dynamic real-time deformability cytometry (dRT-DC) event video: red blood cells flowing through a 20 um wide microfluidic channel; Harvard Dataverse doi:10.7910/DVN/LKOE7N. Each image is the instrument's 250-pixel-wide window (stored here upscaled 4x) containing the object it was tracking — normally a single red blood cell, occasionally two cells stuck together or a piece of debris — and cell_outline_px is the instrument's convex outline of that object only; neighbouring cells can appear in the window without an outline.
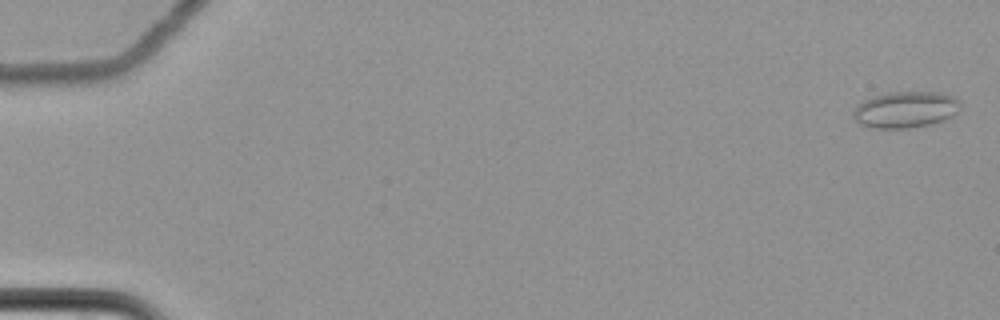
{"species": "common noctule bat (a hibernating species)", "species_latin": "Nyctalus noctula", "temperature_condition": "cold", "stored_images_in_passage": 7, "camera_frame_rate_fps": 3000, "um_per_image_px": 0.085, "animal": {"sex": "female", "body_mass_g": 22.7, "forearm_length_mm": 54.2}, "frame": {"image": 1, "passage_image": 1, "time_ms": 0.0, "image_size_px": [1000, 320], "cell_outline_px": [[960, 108], [952, 116], [944, 120], [928, 124], [908, 128], [868, 128], [860, 124], [852, 116], [852, 112], [856, 104], [872, 96], [888, 92], [940, 92], [956, 96], [960, 100]], "centroid_in_image_um": [76.95, 9.3], "position_along_channel_um": 8.1, "area_um2": 23.0}}